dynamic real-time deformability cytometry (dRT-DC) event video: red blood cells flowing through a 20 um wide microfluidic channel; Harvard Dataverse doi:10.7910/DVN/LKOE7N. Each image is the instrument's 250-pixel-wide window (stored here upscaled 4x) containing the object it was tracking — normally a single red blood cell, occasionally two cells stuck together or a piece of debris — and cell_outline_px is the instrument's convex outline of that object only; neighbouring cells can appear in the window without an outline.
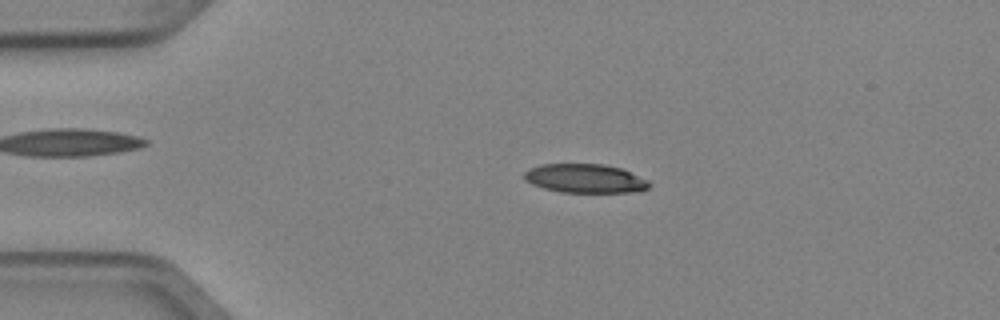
{"species": "Egyptian fruit bat (a non-hibernating species)", "species_latin": "Rousettus aegyptiacus", "temperature_condition": "cold", "stored_images_in_passage": 3, "camera_frame_rate_fps": 3000, "um_per_image_px": 0.085, "animal": {"sex": "female"}, "frame": {"image": 1, "passage_image": 2, "time_ms": 0.333, "image_size_px": [1000, 320], "cell_outline_px": [[652, 184], [648, 188], [640, 192], [560, 192], [544, 188], [532, 184], [524, 180], [524, 172], [528, 168], [540, 164], [604, 164], [620, 168], [648, 180]], "centroid_in_image_um": [49.72, 15.17], "position_along_channel_um": 35.3, "area_um2": 21.15}}